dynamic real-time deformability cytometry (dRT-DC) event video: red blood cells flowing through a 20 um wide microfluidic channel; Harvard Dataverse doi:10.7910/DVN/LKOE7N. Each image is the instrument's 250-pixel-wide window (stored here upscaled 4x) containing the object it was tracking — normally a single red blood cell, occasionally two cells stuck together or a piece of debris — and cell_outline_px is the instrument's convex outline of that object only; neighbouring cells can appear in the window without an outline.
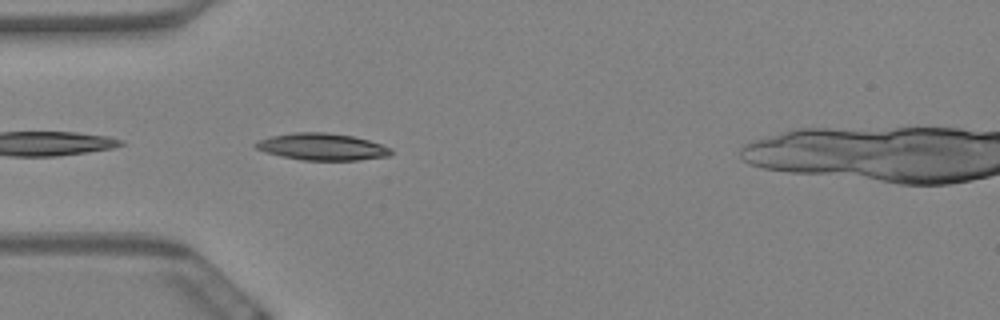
{"species": "Egyptian fruit bat (a non-hibernating species)", "species_latin": "Rousettus aegyptiacus", "temperature_condition": "warm", "stored_images_in_passage": 10, "camera_frame_rate_fps": 3000, "um_per_image_px": 0.085, "animal": {"sex": "female"}, "frame": {"image": 1, "passage_image": 2, "time_ms": 0.333, "image_size_px": [1000, 320], "cell_outline_px": [[392, 152], [388, 156], [360, 160], [300, 160], [280, 156], [256, 148], [252, 144], [260, 140], [272, 136], [296, 132], [324, 132], [352, 136], [368, 140], [392, 148]], "centroid_in_image_um": [27.39, 12.48], "position_along_channel_um": 57.6, "area_um2": 21.04}}